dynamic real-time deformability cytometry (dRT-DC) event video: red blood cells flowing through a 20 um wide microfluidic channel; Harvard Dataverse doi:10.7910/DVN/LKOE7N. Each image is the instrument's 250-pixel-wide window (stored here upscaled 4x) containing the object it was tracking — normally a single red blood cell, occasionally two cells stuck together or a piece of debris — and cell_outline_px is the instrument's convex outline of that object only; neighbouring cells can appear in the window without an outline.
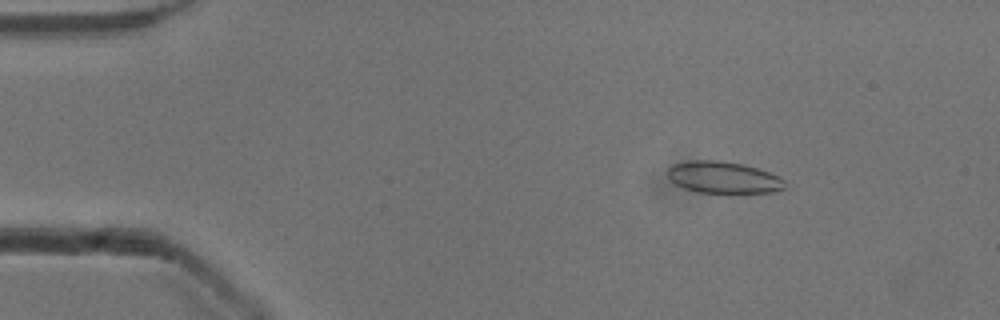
{"species": "common noctule bat (a hibernating species)", "species_latin": "Nyctalus noctula", "temperature_condition": "cold", "stored_images_in_passage": 5, "camera_frame_rate_fps": 3000, "um_per_image_px": 0.085, "animal": {"sex": "male", "body_mass_g": 13.3}, "frame": {"image": 1, "passage_image": 1, "time_ms": 0.0, "image_size_px": [1000, 320], "cell_outline_px": [[784, 188], [776, 192], [744, 196], [732, 196], [696, 192], [684, 188], [676, 184], [668, 176], [668, 168], [672, 164], [688, 160], [716, 160], [744, 164], [768, 172], [784, 180]], "centroid_in_image_um": [61.51, 15.15], "position_along_channel_um": 23.5, "area_um2": 22.77}}
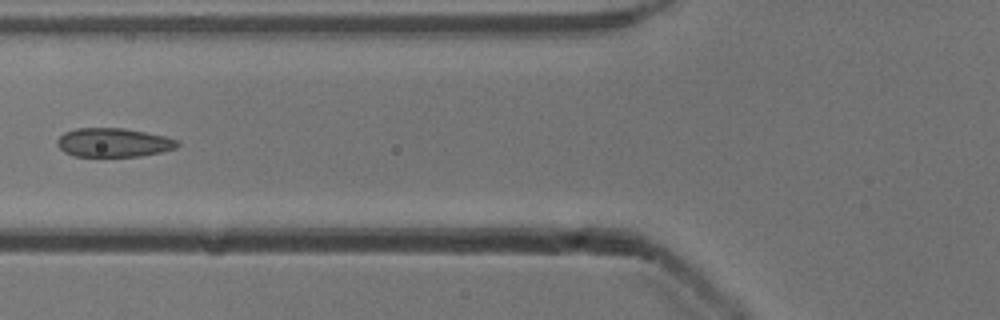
{"frame": {"image": 2, "passage_image": 5, "time_ms": 1.333, "image_size_px": [1000, 320], "cell_outline_px": [[180, 144], [176, 148], [160, 152], [140, 156], [72, 156], [64, 152], [56, 144], [56, 140], [64, 132], [76, 128], [124, 128], [164, 136], [176, 140]], "centroid_in_image_um": [9.6, 12.11], "position_along_channel_um": 116.2, "area_um2": 20.17}}